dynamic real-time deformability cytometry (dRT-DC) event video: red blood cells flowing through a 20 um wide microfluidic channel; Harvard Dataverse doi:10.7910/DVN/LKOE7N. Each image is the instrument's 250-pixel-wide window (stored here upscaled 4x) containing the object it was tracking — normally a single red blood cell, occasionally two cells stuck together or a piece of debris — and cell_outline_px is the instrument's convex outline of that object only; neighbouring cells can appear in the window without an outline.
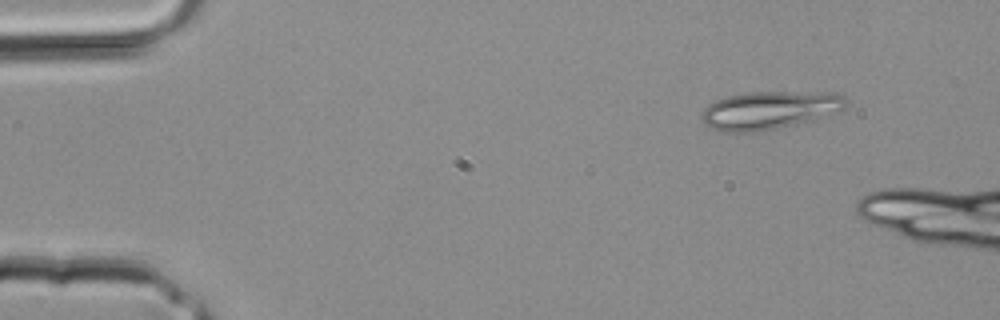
{"species": "common noctule bat (a hibernating species)", "species_latin": "Nyctalus noctula", "temperature_condition": "room temperature", "stored_images_in_passage": 2, "camera_frame_rate_fps": 3000, "um_per_image_px": 0.085, "animal": {"sex": "male", "body_mass_g": 20.4}, "frame": {"image": 1, "passage_image": 1, "time_ms": 0.0, "image_size_px": [1000, 320], "cell_outline_px": [[848, 100], [844, 108], [840, 112], [816, 120], [760, 132], [720, 132], [708, 128], [704, 124], [700, 116], [704, 108], [708, 104], [716, 100], [728, 96], [748, 92], [840, 92]], "centroid_in_image_um": [65.44, 9.38], "position_along_channel_um": 19.6, "area_um2": 32.83}}